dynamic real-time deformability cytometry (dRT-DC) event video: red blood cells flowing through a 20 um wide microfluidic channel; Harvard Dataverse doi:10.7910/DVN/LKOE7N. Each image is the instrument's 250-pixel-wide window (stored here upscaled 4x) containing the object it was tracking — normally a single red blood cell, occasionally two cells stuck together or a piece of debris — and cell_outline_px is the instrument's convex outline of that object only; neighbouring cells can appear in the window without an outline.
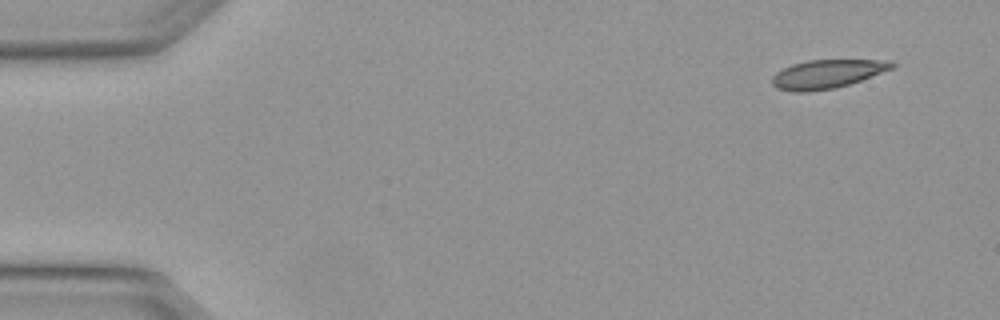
{"species": "Egyptian fruit bat (a non-hibernating species)", "species_latin": "Rousettus aegyptiacus", "temperature_condition": "warm", "stored_images_in_passage": 4, "camera_frame_rate_fps": 3000, "um_per_image_px": 0.085, "animal": {"sex": "female"}, "frame": {"image": 1, "passage_image": 1, "time_ms": 0.0, "image_size_px": [1000, 320], "cell_outline_px": [[896, 64], [892, 68], [860, 80], [836, 88], [808, 92], [792, 92], [776, 88], [772, 84], [772, 76], [776, 72], [792, 64], [808, 60], [888, 60]], "centroid_in_image_um": [70.25, 6.3], "position_along_channel_um": 14.8, "area_um2": 19.88}}
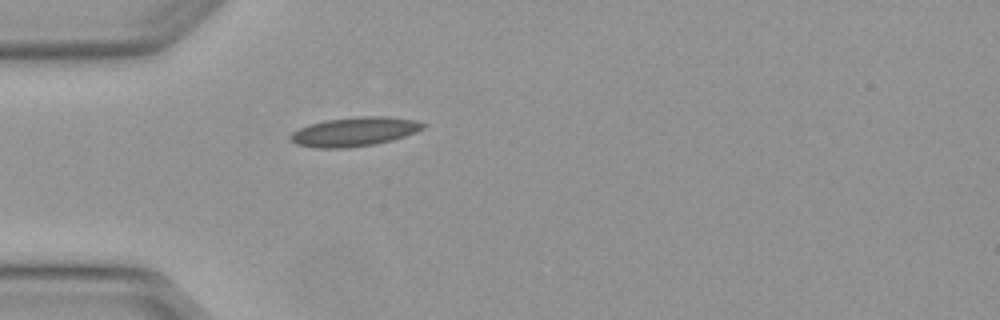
{"frame": {"image": 2, "passage_image": 4, "time_ms": 1.0, "image_size_px": [1000, 320], "cell_outline_px": [[428, 124], [424, 128], [416, 132], [392, 140], [376, 144], [348, 148], [320, 148], [296, 144], [288, 140], [288, 136], [292, 132], [308, 124], [324, 120], [360, 116], [388, 116], [416, 120]], "centroid_in_image_um": [30.12, 11.19], "position_along_channel_um": 54.9, "area_um2": 22.77}}